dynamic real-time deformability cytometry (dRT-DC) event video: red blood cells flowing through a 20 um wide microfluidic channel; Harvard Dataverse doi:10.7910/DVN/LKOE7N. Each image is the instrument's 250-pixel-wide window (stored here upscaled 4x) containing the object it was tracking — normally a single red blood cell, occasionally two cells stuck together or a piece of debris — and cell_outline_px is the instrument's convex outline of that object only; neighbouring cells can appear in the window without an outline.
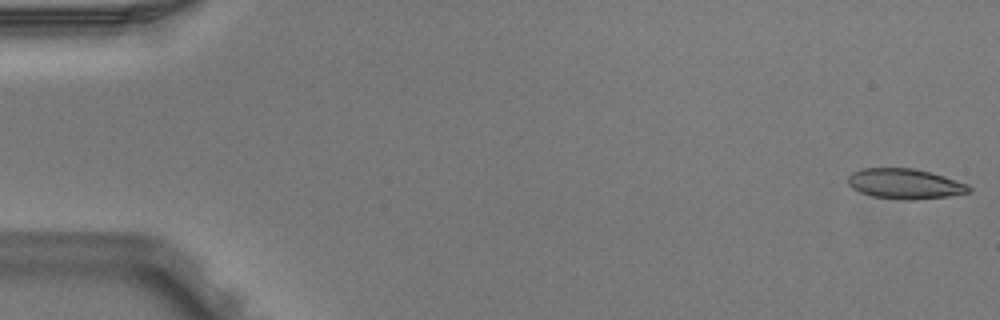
{"species": "Egyptian fruit bat (a non-hibernating species)", "species_latin": "Rousettus aegyptiacus", "temperature_condition": "warm", "stored_images_in_passage": 5, "camera_frame_rate_fps": 3000, "um_per_image_px": 0.085, "animal": {"sex": "male"}, "frame": {"image": 1, "passage_image": 1, "time_ms": 0.0, "image_size_px": [1000, 320], "cell_outline_px": [[972, 192], [948, 196], [872, 196], [860, 192], [852, 188], [848, 184], [848, 176], [852, 172], [864, 168], [912, 168], [932, 172], [968, 184], [972, 188]], "centroid_in_image_um": [76.91, 15.55], "position_along_channel_um": 8.1, "area_um2": 20.17}}
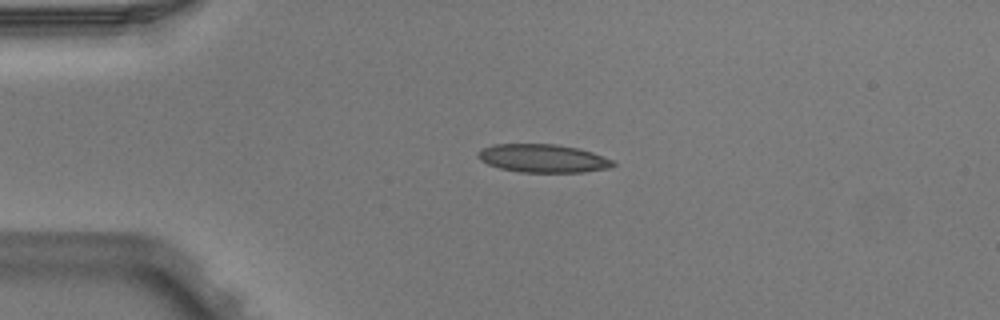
{"frame": {"image": 2, "passage_image": 4, "time_ms": 1.0, "image_size_px": [1000, 320], "cell_outline_px": [[616, 164], [608, 168], [584, 172], [520, 172], [500, 168], [488, 164], [480, 160], [476, 156], [476, 152], [480, 148], [492, 144], [556, 144], [580, 148], [592, 152], [612, 160]], "centroid_in_image_um": [46.1, 13.45], "position_along_channel_um": 38.9, "area_um2": 22.37}}